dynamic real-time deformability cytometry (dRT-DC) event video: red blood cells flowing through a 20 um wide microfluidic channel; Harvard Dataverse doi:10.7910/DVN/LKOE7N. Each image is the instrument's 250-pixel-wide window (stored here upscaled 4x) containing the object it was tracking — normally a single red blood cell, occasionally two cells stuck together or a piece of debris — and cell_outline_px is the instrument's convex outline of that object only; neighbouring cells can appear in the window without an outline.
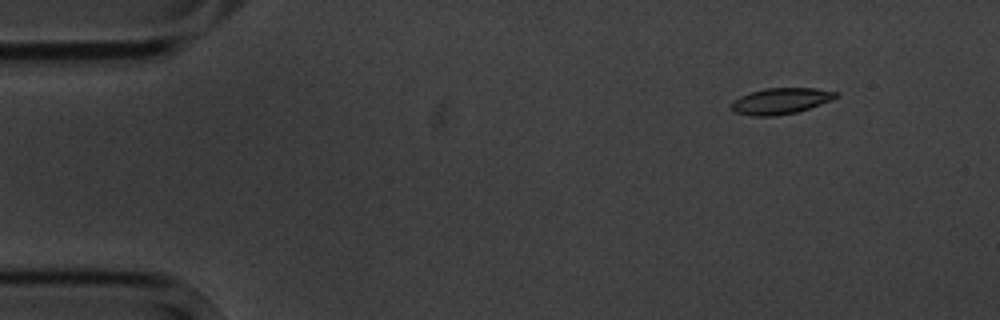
{"species": "common noctule bat (a hibernating species)", "species_latin": "Nyctalus noctula", "temperature_condition": "cold", "stored_images_in_passage": 8, "camera_frame_rate_fps": 3000, "um_per_image_px": 0.085, "animal": {"sex": "male", "body_mass_g": 20.1, "forearm_length_mm": 53.5}, "frame": {"image": 1, "passage_image": 2, "time_ms": 1.0, "image_size_px": [1000, 320], "cell_outline_px": [[840, 96], [820, 104], [796, 112], [776, 116], [752, 116], [736, 112], [728, 104], [732, 100], [740, 96], [764, 88], [816, 88], [840, 92]], "centroid_in_image_um": [66.35, 8.58], "position_along_channel_um": 18.6, "area_um2": 15.95}}
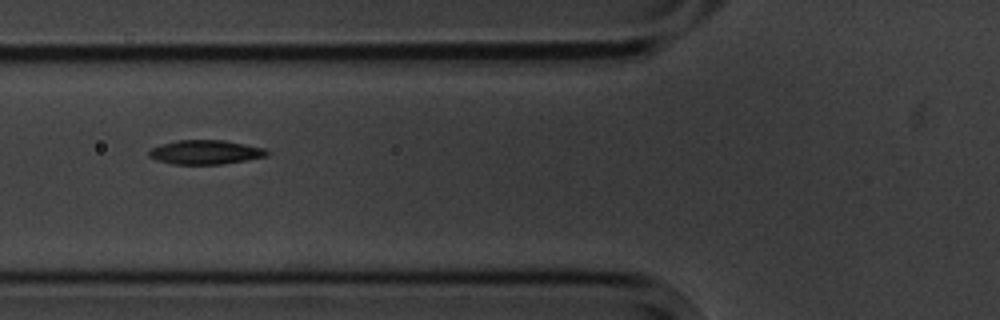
{"frame": {"image": 2, "passage_image": 6, "time_ms": 6.0, "image_size_px": [1000, 320], "cell_outline_px": [[268, 156], [220, 164], [172, 164], [156, 160], [148, 156], [148, 152], [152, 148], [176, 140], [224, 140], [264, 148], [268, 152]], "centroid_in_image_um": [17.44, 12.93], "position_along_channel_um": 108.4, "area_um2": 16.42}}
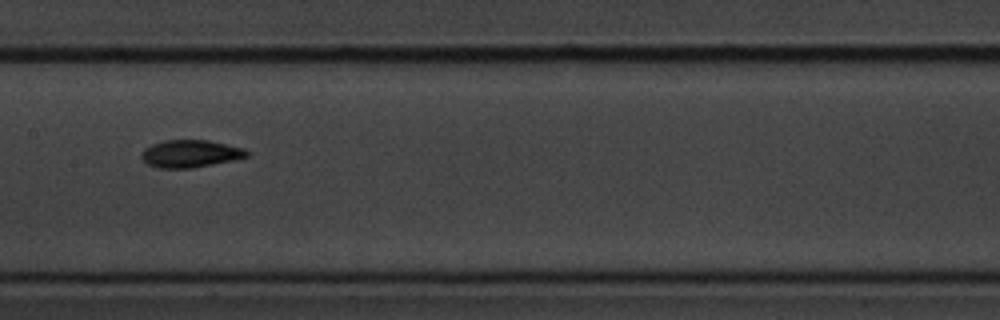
{"frame": {"image": 3, "passage_image": 8, "time_ms": 8.333, "image_size_px": [1000, 320], "cell_outline_px": [[248, 156], [236, 160], [192, 168], [160, 168], [148, 164], [140, 156], [144, 148], [152, 144], [164, 140], [208, 140], [244, 148], [248, 152]], "centroid_in_image_um": [16.19, 13.06], "position_along_channel_um": 191.2, "area_um2": 16.88}}